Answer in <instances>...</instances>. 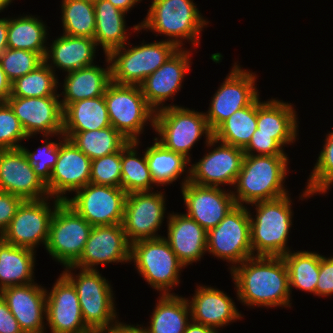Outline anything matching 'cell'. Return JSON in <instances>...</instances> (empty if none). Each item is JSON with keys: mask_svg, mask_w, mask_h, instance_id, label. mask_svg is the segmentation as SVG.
I'll return each instance as SVG.
<instances>
[{"mask_svg": "<svg viewBox=\"0 0 333 333\" xmlns=\"http://www.w3.org/2000/svg\"><path fill=\"white\" fill-rule=\"evenodd\" d=\"M236 299L248 308H292L289 273L283 257L253 256L231 271Z\"/></svg>", "mask_w": 333, "mask_h": 333, "instance_id": "obj_1", "label": "cell"}, {"mask_svg": "<svg viewBox=\"0 0 333 333\" xmlns=\"http://www.w3.org/2000/svg\"><path fill=\"white\" fill-rule=\"evenodd\" d=\"M147 15L131 27L132 32L150 31L154 36H165L166 41L184 48L185 42L191 48L200 45L202 31L210 21L199 11L194 0H151ZM134 30V31H133Z\"/></svg>", "mask_w": 333, "mask_h": 333, "instance_id": "obj_2", "label": "cell"}, {"mask_svg": "<svg viewBox=\"0 0 333 333\" xmlns=\"http://www.w3.org/2000/svg\"><path fill=\"white\" fill-rule=\"evenodd\" d=\"M289 160L288 155H245L232 189L236 205L248 206L289 194L285 185Z\"/></svg>", "mask_w": 333, "mask_h": 333, "instance_id": "obj_3", "label": "cell"}, {"mask_svg": "<svg viewBox=\"0 0 333 333\" xmlns=\"http://www.w3.org/2000/svg\"><path fill=\"white\" fill-rule=\"evenodd\" d=\"M63 269L62 274L77 291L83 321L92 333L109 332L121 322L114 287L100 270H87L73 265Z\"/></svg>", "mask_w": 333, "mask_h": 333, "instance_id": "obj_4", "label": "cell"}, {"mask_svg": "<svg viewBox=\"0 0 333 333\" xmlns=\"http://www.w3.org/2000/svg\"><path fill=\"white\" fill-rule=\"evenodd\" d=\"M292 201L291 194H287L249 205L253 212L247 207L253 256L282 257L292 250L288 245L294 216Z\"/></svg>", "mask_w": 333, "mask_h": 333, "instance_id": "obj_5", "label": "cell"}, {"mask_svg": "<svg viewBox=\"0 0 333 333\" xmlns=\"http://www.w3.org/2000/svg\"><path fill=\"white\" fill-rule=\"evenodd\" d=\"M154 137L165 148L183 155L190 162V152L198 141L205 138L207 144L213 138L203 111L184 106H169L155 112Z\"/></svg>", "mask_w": 333, "mask_h": 333, "instance_id": "obj_6", "label": "cell"}, {"mask_svg": "<svg viewBox=\"0 0 333 333\" xmlns=\"http://www.w3.org/2000/svg\"><path fill=\"white\" fill-rule=\"evenodd\" d=\"M130 263L159 295L175 294L174 288L179 286L186 268L163 237L132 243Z\"/></svg>", "mask_w": 333, "mask_h": 333, "instance_id": "obj_7", "label": "cell"}, {"mask_svg": "<svg viewBox=\"0 0 333 333\" xmlns=\"http://www.w3.org/2000/svg\"><path fill=\"white\" fill-rule=\"evenodd\" d=\"M140 43L133 45L129 40L107 55L111 63L112 82L140 85L179 49L165 39L148 43L142 40Z\"/></svg>", "mask_w": 333, "mask_h": 333, "instance_id": "obj_8", "label": "cell"}, {"mask_svg": "<svg viewBox=\"0 0 333 333\" xmlns=\"http://www.w3.org/2000/svg\"><path fill=\"white\" fill-rule=\"evenodd\" d=\"M104 98L111 126L127 140L139 141L147 126L154 128L155 111L148 105L140 85L111 81Z\"/></svg>", "mask_w": 333, "mask_h": 333, "instance_id": "obj_9", "label": "cell"}, {"mask_svg": "<svg viewBox=\"0 0 333 333\" xmlns=\"http://www.w3.org/2000/svg\"><path fill=\"white\" fill-rule=\"evenodd\" d=\"M207 253L228 262L229 271L253 257L247 206L236 205L216 227L207 232Z\"/></svg>", "mask_w": 333, "mask_h": 333, "instance_id": "obj_10", "label": "cell"}, {"mask_svg": "<svg viewBox=\"0 0 333 333\" xmlns=\"http://www.w3.org/2000/svg\"><path fill=\"white\" fill-rule=\"evenodd\" d=\"M93 226L65 201L52 216L46 252L64 267L74 265L80 258Z\"/></svg>", "mask_w": 333, "mask_h": 333, "instance_id": "obj_11", "label": "cell"}, {"mask_svg": "<svg viewBox=\"0 0 333 333\" xmlns=\"http://www.w3.org/2000/svg\"><path fill=\"white\" fill-rule=\"evenodd\" d=\"M61 202L54 197L24 200L0 238L6 243L34 251L41 244L45 249L52 216Z\"/></svg>", "mask_w": 333, "mask_h": 333, "instance_id": "obj_12", "label": "cell"}, {"mask_svg": "<svg viewBox=\"0 0 333 333\" xmlns=\"http://www.w3.org/2000/svg\"><path fill=\"white\" fill-rule=\"evenodd\" d=\"M238 61L212 95L208 111L204 112L208 125L214 131L237 110L249 106L260 94L257 75L243 69Z\"/></svg>", "mask_w": 333, "mask_h": 333, "instance_id": "obj_13", "label": "cell"}, {"mask_svg": "<svg viewBox=\"0 0 333 333\" xmlns=\"http://www.w3.org/2000/svg\"><path fill=\"white\" fill-rule=\"evenodd\" d=\"M165 193L153 190L127 194L122 226L130 244L163 237L158 233L170 214L166 212Z\"/></svg>", "mask_w": 333, "mask_h": 333, "instance_id": "obj_14", "label": "cell"}, {"mask_svg": "<svg viewBox=\"0 0 333 333\" xmlns=\"http://www.w3.org/2000/svg\"><path fill=\"white\" fill-rule=\"evenodd\" d=\"M205 155L198 162L190 163L189 182L199 186L223 187L233 189L241 170L243 149L222 143L214 137L205 144Z\"/></svg>", "mask_w": 333, "mask_h": 333, "instance_id": "obj_15", "label": "cell"}, {"mask_svg": "<svg viewBox=\"0 0 333 333\" xmlns=\"http://www.w3.org/2000/svg\"><path fill=\"white\" fill-rule=\"evenodd\" d=\"M74 194L65 202L90 225L122 224L127 193L121 187L88 183Z\"/></svg>", "mask_w": 333, "mask_h": 333, "instance_id": "obj_16", "label": "cell"}, {"mask_svg": "<svg viewBox=\"0 0 333 333\" xmlns=\"http://www.w3.org/2000/svg\"><path fill=\"white\" fill-rule=\"evenodd\" d=\"M191 50L187 47L179 48L140 84L143 96L155 112L169 106H181L173 102L167 104L166 101H173L175 95L183 88L185 76L190 73L193 63Z\"/></svg>", "mask_w": 333, "mask_h": 333, "instance_id": "obj_17", "label": "cell"}, {"mask_svg": "<svg viewBox=\"0 0 333 333\" xmlns=\"http://www.w3.org/2000/svg\"><path fill=\"white\" fill-rule=\"evenodd\" d=\"M131 244L122 224L93 226L79 260L73 265L98 270L109 264L130 263ZM98 268V269H97Z\"/></svg>", "mask_w": 333, "mask_h": 333, "instance_id": "obj_18", "label": "cell"}, {"mask_svg": "<svg viewBox=\"0 0 333 333\" xmlns=\"http://www.w3.org/2000/svg\"><path fill=\"white\" fill-rule=\"evenodd\" d=\"M52 285L46 288V333H92L85 325L77 291L60 273Z\"/></svg>", "mask_w": 333, "mask_h": 333, "instance_id": "obj_19", "label": "cell"}, {"mask_svg": "<svg viewBox=\"0 0 333 333\" xmlns=\"http://www.w3.org/2000/svg\"><path fill=\"white\" fill-rule=\"evenodd\" d=\"M188 217L195 220L207 232L216 227L236 206L232 190L222 187L199 186L187 182L181 187Z\"/></svg>", "mask_w": 333, "mask_h": 333, "instance_id": "obj_20", "label": "cell"}, {"mask_svg": "<svg viewBox=\"0 0 333 333\" xmlns=\"http://www.w3.org/2000/svg\"><path fill=\"white\" fill-rule=\"evenodd\" d=\"M59 98L9 97L6 102L14 111L27 136H53L63 133V108Z\"/></svg>", "mask_w": 333, "mask_h": 333, "instance_id": "obj_21", "label": "cell"}, {"mask_svg": "<svg viewBox=\"0 0 333 333\" xmlns=\"http://www.w3.org/2000/svg\"><path fill=\"white\" fill-rule=\"evenodd\" d=\"M90 174L91 159L66 138L59 146L57 162L46 184L49 196L67 200L68 195L89 183Z\"/></svg>", "mask_w": 333, "mask_h": 333, "instance_id": "obj_22", "label": "cell"}, {"mask_svg": "<svg viewBox=\"0 0 333 333\" xmlns=\"http://www.w3.org/2000/svg\"><path fill=\"white\" fill-rule=\"evenodd\" d=\"M0 191L23 200L50 197L46 184L36 175L21 148L0 150Z\"/></svg>", "mask_w": 333, "mask_h": 333, "instance_id": "obj_23", "label": "cell"}, {"mask_svg": "<svg viewBox=\"0 0 333 333\" xmlns=\"http://www.w3.org/2000/svg\"><path fill=\"white\" fill-rule=\"evenodd\" d=\"M1 297L23 332L46 333V287L37 282L10 286L0 291ZM45 321V322H44Z\"/></svg>", "mask_w": 333, "mask_h": 333, "instance_id": "obj_24", "label": "cell"}, {"mask_svg": "<svg viewBox=\"0 0 333 333\" xmlns=\"http://www.w3.org/2000/svg\"><path fill=\"white\" fill-rule=\"evenodd\" d=\"M195 287L192 298L191 296L187 298L192 321L219 331L235 321L243 319V314L226 292L205 284H197Z\"/></svg>", "mask_w": 333, "mask_h": 333, "instance_id": "obj_25", "label": "cell"}, {"mask_svg": "<svg viewBox=\"0 0 333 333\" xmlns=\"http://www.w3.org/2000/svg\"><path fill=\"white\" fill-rule=\"evenodd\" d=\"M294 104L277 98L261 100L257 97L256 134L273 135L284 149L299 140V117Z\"/></svg>", "mask_w": 333, "mask_h": 333, "instance_id": "obj_26", "label": "cell"}, {"mask_svg": "<svg viewBox=\"0 0 333 333\" xmlns=\"http://www.w3.org/2000/svg\"><path fill=\"white\" fill-rule=\"evenodd\" d=\"M167 222L168 242L179 261L187 268L197 263L207 254V231L184 212H172ZM206 253V254H205Z\"/></svg>", "mask_w": 333, "mask_h": 333, "instance_id": "obj_27", "label": "cell"}, {"mask_svg": "<svg viewBox=\"0 0 333 333\" xmlns=\"http://www.w3.org/2000/svg\"><path fill=\"white\" fill-rule=\"evenodd\" d=\"M62 35V36H61ZM48 42L44 62L55 72L69 73L96 64V42L92 38L66 34ZM95 62V63H94Z\"/></svg>", "mask_w": 333, "mask_h": 333, "instance_id": "obj_28", "label": "cell"}, {"mask_svg": "<svg viewBox=\"0 0 333 333\" xmlns=\"http://www.w3.org/2000/svg\"><path fill=\"white\" fill-rule=\"evenodd\" d=\"M104 58L105 67L94 64L62 74L66 76L62 83H59L61 87L58 88L63 90L59 94L63 109L70 103L104 95L108 84L111 82V63L107 55Z\"/></svg>", "mask_w": 333, "mask_h": 333, "instance_id": "obj_29", "label": "cell"}, {"mask_svg": "<svg viewBox=\"0 0 333 333\" xmlns=\"http://www.w3.org/2000/svg\"><path fill=\"white\" fill-rule=\"evenodd\" d=\"M94 8V40L97 47L102 48L104 55H108L112 50L129 42L127 40L131 37L132 32L126 23L127 13L119 10L107 0H97L94 2Z\"/></svg>", "mask_w": 333, "mask_h": 333, "instance_id": "obj_30", "label": "cell"}, {"mask_svg": "<svg viewBox=\"0 0 333 333\" xmlns=\"http://www.w3.org/2000/svg\"><path fill=\"white\" fill-rule=\"evenodd\" d=\"M153 139L152 145L144 149L152 180L161 189L162 186L173 185L177 179L183 178L181 188L190 179V161Z\"/></svg>", "mask_w": 333, "mask_h": 333, "instance_id": "obj_31", "label": "cell"}, {"mask_svg": "<svg viewBox=\"0 0 333 333\" xmlns=\"http://www.w3.org/2000/svg\"><path fill=\"white\" fill-rule=\"evenodd\" d=\"M154 307L148 325L140 324L146 333H184L191 321L186 297L178 294L159 295Z\"/></svg>", "mask_w": 333, "mask_h": 333, "instance_id": "obj_32", "label": "cell"}, {"mask_svg": "<svg viewBox=\"0 0 333 333\" xmlns=\"http://www.w3.org/2000/svg\"><path fill=\"white\" fill-rule=\"evenodd\" d=\"M36 251L6 243L0 238V291L35 282Z\"/></svg>", "mask_w": 333, "mask_h": 333, "instance_id": "obj_33", "label": "cell"}, {"mask_svg": "<svg viewBox=\"0 0 333 333\" xmlns=\"http://www.w3.org/2000/svg\"><path fill=\"white\" fill-rule=\"evenodd\" d=\"M47 22L32 14L8 16L7 44L11 49L29 50L45 58L49 40Z\"/></svg>", "mask_w": 333, "mask_h": 333, "instance_id": "obj_34", "label": "cell"}, {"mask_svg": "<svg viewBox=\"0 0 333 333\" xmlns=\"http://www.w3.org/2000/svg\"><path fill=\"white\" fill-rule=\"evenodd\" d=\"M109 126L104 95L70 103L63 109V132L93 131Z\"/></svg>", "mask_w": 333, "mask_h": 333, "instance_id": "obj_35", "label": "cell"}, {"mask_svg": "<svg viewBox=\"0 0 333 333\" xmlns=\"http://www.w3.org/2000/svg\"><path fill=\"white\" fill-rule=\"evenodd\" d=\"M141 141H129L121 149V188L127 193L153 191L156 188L148 168L146 154L139 153ZM138 149V150H137Z\"/></svg>", "mask_w": 333, "mask_h": 333, "instance_id": "obj_36", "label": "cell"}, {"mask_svg": "<svg viewBox=\"0 0 333 333\" xmlns=\"http://www.w3.org/2000/svg\"><path fill=\"white\" fill-rule=\"evenodd\" d=\"M62 134L91 160L116 153L129 142L112 126L100 130Z\"/></svg>", "mask_w": 333, "mask_h": 333, "instance_id": "obj_37", "label": "cell"}, {"mask_svg": "<svg viewBox=\"0 0 333 333\" xmlns=\"http://www.w3.org/2000/svg\"><path fill=\"white\" fill-rule=\"evenodd\" d=\"M257 129V98L247 107L234 112L214 131L218 141L244 149Z\"/></svg>", "mask_w": 333, "mask_h": 333, "instance_id": "obj_38", "label": "cell"}, {"mask_svg": "<svg viewBox=\"0 0 333 333\" xmlns=\"http://www.w3.org/2000/svg\"><path fill=\"white\" fill-rule=\"evenodd\" d=\"M282 257L288 268L291 296L293 288L315 296L321 254L308 250H291Z\"/></svg>", "mask_w": 333, "mask_h": 333, "instance_id": "obj_39", "label": "cell"}, {"mask_svg": "<svg viewBox=\"0 0 333 333\" xmlns=\"http://www.w3.org/2000/svg\"><path fill=\"white\" fill-rule=\"evenodd\" d=\"M61 27L63 32L75 37L94 39V3L85 0H61Z\"/></svg>", "mask_w": 333, "mask_h": 333, "instance_id": "obj_40", "label": "cell"}, {"mask_svg": "<svg viewBox=\"0 0 333 333\" xmlns=\"http://www.w3.org/2000/svg\"><path fill=\"white\" fill-rule=\"evenodd\" d=\"M60 78L43 62L35 70L21 76L11 83L10 97H47L59 96Z\"/></svg>", "mask_w": 333, "mask_h": 333, "instance_id": "obj_41", "label": "cell"}, {"mask_svg": "<svg viewBox=\"0 0 333 333\" xmlns=\"http://www.w3.org/2000/svg\"><path fill=\"white\" fill-rule=\"evenodd\" d=\"M321 151L315 162L305 190L299 193V200H307L315 195H324L333 187V130L327 131ZM332 186V187H331ZM301 194V195H300Z\"/></svg>", "mask_w": 333, "mask_h": 333, "instance_id": "obj_42", "label": "cell"}, {"mask_svg": "<svg viewBox=\"0 0 333 333\" xmlns=\"http://www.w3.org/2000/svg\"><path fill=\"white\" fill-rule=\"evenodd\" d=\"M41 139L43 145L38 146L34 151L29 150L27 146L21 145V149L26 155L28 162L33 166L36 175L47 184L51 178V172L57 162L59 155V146L66 139L63 134H56L53 136L44 135ZM52 137L57 139L53 141ZM57 137V138H56Z\"/></svg>", "mask_w": 333, "mask_h": 333, "instance_id": "obj_43", "label": "cell"}, {"mask_svg": "<svg viewBox=\"0 0 333 333\" xmlns=\"http://www.w3.org/2000/svg\"><path fill=\"white\" fill-rule=\"evenodd\" d=\"M43 62L44 58L40 54L23 49L7 48L0 55L1 68L11 83L35 70Z\"/></svg>", "mask_w": 333, "mask_h": 333, "instance_id": "obj_44", "label": "cell"}, {"mask_svg": "<svg viewBox=\"0 0 333 333\" xmlns=\"http://www.w3.org/2000/svg\"><path fill=\"white\" fill-rule=\"evenodd\" d=\"M35 136H27L20 121L7 102H0V150L18 149L22 140L27 141Z\"/></svg>", "mask_w": 333, "mask_h": 333, "instance_id": "obj_45", "label": "cell"}, {"mask_svg": "<svg viewBox=\"0 0 333 333\" xmlns=\"http://www.w3.org/2000/svg\"><path fill=\"white\" fill-rule=\"evenodd\" d=\"M89 183L111 187H121V150L101 158L91 160Z\"/></svg>", "mask_w": 333, "mask_h": 333, "instance_id": "obj_46", "label": "cell"}, {"mask_svg": "<svg viewBox=\"0 0 333 333\" xmlns=\"http://www.w3.org/2000/svg\"><path fill=\"white\" fill-rule=\"evenodd\" d=\"M243 151L245 155H288L273 135L256 134V131Z\"/></svg>", "mask_w": 333, "mask_h": 333, "instance_id": "obj_47", "label": "cell"}, {"mask_svg": "<svg viewBox=\"0 0 333 333\" xmlns=\"http://www.w3.org/2000/svg\"><path fill=\"white\" fill-rule=\"evenodd\" d=\"M315 295L320 298L333 295V256L328 257L321 254Z\"/></svg>", "mask_w": 333, "mask_h": 333, "instance_id": "obj_48", "label": "cell"}, {"mask_svg": "<svg viewBox=\"0 0 333 333\" xmlns=\"http://www.w3.org/2000/svg\"><path fill=\"white\" fill-rule=\"evenodd\" d=\"M23 201L16 195L0 191V236L8 227Z\"/></svg>", "mask_w": 333, "mask_h": 333, "instance_id": "obj_49", "label": "cell"}, {"mask_svg": "<svg viewBox=\"0 0 333 333\" xmlns=\"http://www.w3.org/2000/svg\"><path fill=\"white\" fill-rule=\"evenodd\" d=\"M0 333H23L18 321L0 295Z\"/></svg>", "mask_w": 333, "mask_h": 333, "instance_id": "obj_50", "label": "cell"}, {"mask_svg": "<svg viewBox=\"0 0 333 333\" xmlns=\"http://www.w3.org/2000/svg\"><path fill=\"white\" fill-rule=\"evenodd\" d=\"M11 95V82L0 65V102H6Z\"/></svg>", "mask_w": 333, "mask_h": 333, "instance_id": "obj_51", "label": "cell"}, {"mask_svg": "<svg viewBox=\"0 0 333 333\" xmlns=\"http://www.w3.org/2000/svg\"><path fill=\"white\" fill-rule=\"evenodd\" d=\"M106 333H146L139 324L133 325L120 322L111 331Z\"/></svg>", "mask_w": 333, "mask_h": 333, "instance_id": "obj_52", "label": "cell"}, {"mask_svg": "<svg viewBox=\"0 0 333 333\" xmlns=\"http://www.w3.org/2000/svg\"><path fill=\"white\" fill-rule=\"evenodd\" d=\"M184 333H219V331L212 327L199 324L191 320L187 324Z\"/></svg>", "mask_w": 333, "mask_h": 333, "instance_id": "obj_53", "label": "cell"}, {"mask_svg": "<svg viewBox=\"0 0 333 333\" xmlns=\"http://www.w3.org/2000/svg\"><path fill=\"white\" fill-rule=\"evenodd\" d=\"M109 1L113 6L118 8L119 10L129 13L133 8H135V5H138V3H141L142 0H107Z\"/></svg>", "mask_w": 333, "mask_h": 333, "instance_id": "obj_54", "label": "cell"}, {"mask_svg": "<svg viewBox=\"0 0 333 333\" xmlns=\"http://www.w3.org/2000/svg\"><path fill=\"white\" fill-rule=\"evenodd\" d=\"M8 17L0 18V55L8 48L7 44Z\"/></svg>", "mask_w": 333, "mask_h": 333, "instance_id": "obj_55", "label": "cell"}, {"mask_svg": "<svg viewBox=\"0 0 333 333\" xmlns=\"http://www.w3.org/2000/svg\"><path fill=\"white\" fill-rule=\"evenodd\" d=\"M14 0H0V13H2L5 9L8 10V7L13 3Z\"/></svg>", "mask_w": 333, "mask_h": 333, "instance_id": "obj_56", "label": "cell"}, {"mask_svg": "<svg viewBox=\"0 0 333 333\" xmlns=\"http://www.w3.org/2000/svg\"><path fill=\"white\" fill-rule=\"evenodd\" d=\"M85 1H90V2H93V3H94V2H96L97 0H85Z\"/></svg>", "mask_w": 333, "mask_h": 333, "instance_id": "obj_57", "label": "cell"}]
</instances>
